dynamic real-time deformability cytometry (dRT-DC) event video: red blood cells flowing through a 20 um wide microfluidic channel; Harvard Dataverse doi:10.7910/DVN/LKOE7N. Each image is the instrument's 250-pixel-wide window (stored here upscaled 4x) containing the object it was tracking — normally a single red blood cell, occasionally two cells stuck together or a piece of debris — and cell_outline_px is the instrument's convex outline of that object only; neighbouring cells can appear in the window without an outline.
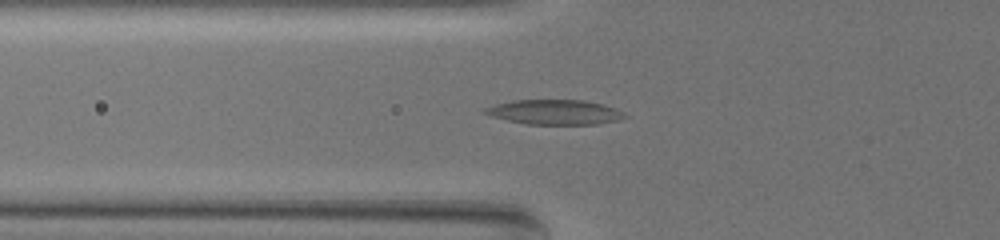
{"species": "common noctule bat (a hibernating species)", "species_latin": "Nyctalus noctula", "temperature_condition": "warm", "stored_images_in_passage": 39, "camera_frame_rate_fps": 3000, "um_per_image_px": 0.085, "animal": {"sex": "female", "body_mass_g": 19.5, "forearm_length_mm": 54.1}, "frame": {"image": 1, "passage_image": 2, "time_ms": 0.333, "image_size_px": [1000, 240], "cell_outline_px": [[624, 116], [616, 120], [596, 124], [524, 124], [492, 116], [484, 112], [484, 108], [496, 104], [516, 100], [580, 100], [600, 104], [612, 108], [620, 112]], "centroid_in_image_um": [47.06, 9.53], "position_along_channel_um": 78.7, "area_um2": 19.54}}
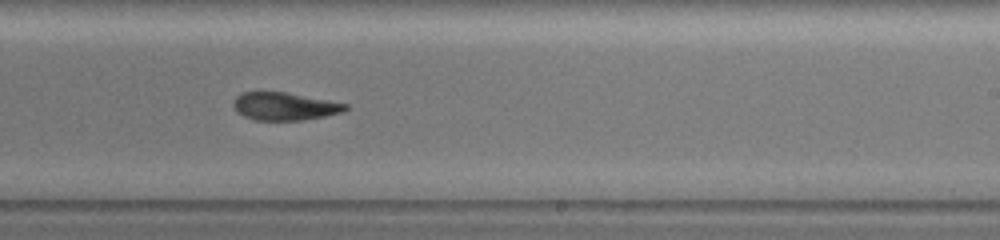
{"frame": {"image": 2, "passage_image": 18, "time_ms": 5.667, "image_size_px": [1000, 240], "cell_outline_px": [[348, 108], [340, 112], [324, 116], [304, 120], [256, 120], [244, 116], [236, 112], [232, 104], [236, 96], [244, 92], [284, 92], [348, 104]], "centroid_in_image_um": [24.14, 9.04], "position_along_channel_um": 264.9, "area_um2": 17.92}}
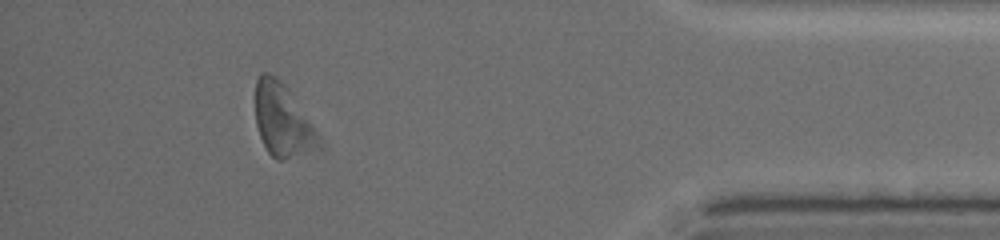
{"frame": {"image": 3, "passage_image": 34, "time_ms": 11.0, "image_size_px": [1000, 240], "cell_outline_px": [[304, 120], [300, 136], [288, 156], [284, 160], [276, 160], [268, 152], [260, 136], [256, 124], [256, 80], [260, 72], [268, 72], [276, 76]], "centroid_in_image_um": [23.5, 9.93], "position_along_channel_um": 411.7, "area_um2": 20.81}, "authors_computed_cell_mechanics": {"area_um2": 18.9584, "velocity_mm_per_s": 3.507, "shape_relaxation_time_tau1_ms": null, "shape_relaxation_time_tau2_ms": 5.5094, "deformation_change_tau1": null, "deformation_change_tau2": 0.1491}}